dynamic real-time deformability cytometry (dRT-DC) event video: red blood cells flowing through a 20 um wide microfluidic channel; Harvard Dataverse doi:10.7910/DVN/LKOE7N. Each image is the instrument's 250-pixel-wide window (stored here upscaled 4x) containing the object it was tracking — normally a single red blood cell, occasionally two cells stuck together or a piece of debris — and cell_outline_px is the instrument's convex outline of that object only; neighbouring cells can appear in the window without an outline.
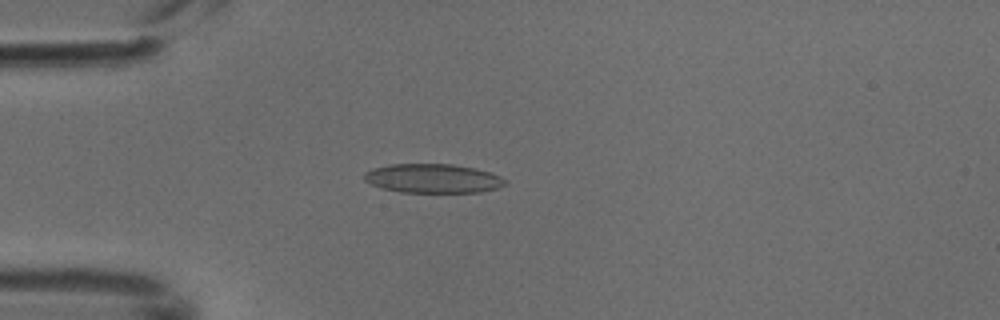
{"species": "common noctule bat (a hibernating species)", "species_latin": "Nyctalus noctula", "temperature_condition": "cold", "stored_images_in_passage": 4, "camera_frame_rate_fps": 3000, "um_per_image_px": 0.085, "animal": {"sex": "male", "body_mass_g": 18.8}, "frame": {"image": 1, "passage_image": 4, "time_ms": 1.0, "image_size_px": [1000, 320], "cell_outline_px": [[508, 184], [496, 188], [480, 192], [400, 192], [380, 188], [364, 180], [364, 172], [372, 168], [392, 164], [452, 164], [472, 168], [488, 172], [500, 176], [508, 180]], "centroid_in_image_um": [36.78, 15.17], "position_along_channel_um": 48.2, "area_um2": 23.87}}